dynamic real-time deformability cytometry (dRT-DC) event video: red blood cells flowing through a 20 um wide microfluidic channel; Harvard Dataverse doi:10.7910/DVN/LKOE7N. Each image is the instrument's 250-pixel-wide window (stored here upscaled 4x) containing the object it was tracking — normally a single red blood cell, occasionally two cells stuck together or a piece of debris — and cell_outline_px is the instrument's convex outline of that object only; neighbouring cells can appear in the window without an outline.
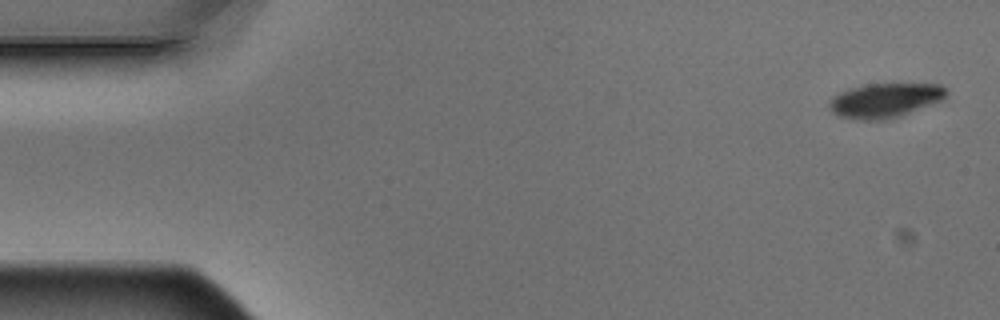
{"species": "Egyptian fruit bat (a non-hibernating species)", "species_latin": "Rousettus aegyptiacus", "temperature_condition": "warm", "stored_images_in_passage": 4, "camera_frame_rate_fps": 3000, "um_per_image_px": 0.085, "animal": {"sex": "male"}, "frame": {"image": 1, "passage_image": 1, "time_ms": 0.0, "image_size_px": [1000, 320], "cell_outline_px": [[948, 92], [940, 100], [900, 116], [884, 120], [852, 120], [836, 116], [828, 108], [828, 104], [832, 96], [840, 92], [864, 84], [940, 84]], "centroid_in_image_um": [75.13, 8.54], "position_along_channel_um": 9.9, "area_um2": 23.47}}